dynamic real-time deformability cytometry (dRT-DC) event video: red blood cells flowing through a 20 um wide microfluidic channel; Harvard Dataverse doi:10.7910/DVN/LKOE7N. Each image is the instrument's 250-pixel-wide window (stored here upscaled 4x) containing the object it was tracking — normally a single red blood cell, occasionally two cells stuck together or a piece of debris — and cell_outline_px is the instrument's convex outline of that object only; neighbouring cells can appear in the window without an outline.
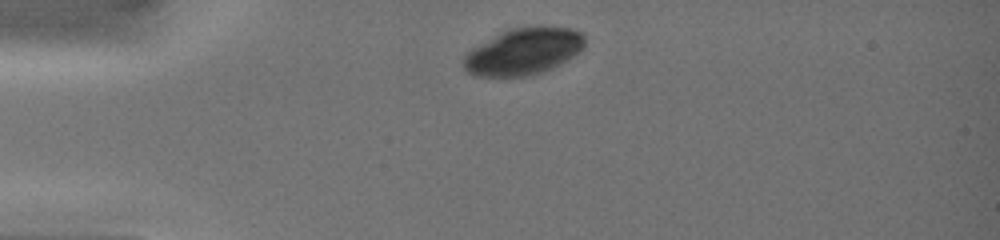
{"species": "common noctule bat (a hibernating species)", "species_latin": "Nyctalus noctula", "temperature_condition": "warm", "stored_images_in_passage": 2, "camera_frame_rate_fps": 3000, "um_per_image_px": 0.085, "animal": {"sex": "female", "body_mass_g": 19.0, "forearm_length_mm": 51.5}, "frame": {"image": 1, "passage_image": 1, "time_ms": 0.0, "image_size_px": [1000, 240], "cell_outline_px": [[584, 48], [580, 52], [540, 72], [528, 76], [476, 76], [468, 72], [464, 68], [464, 52], [468, 48], [508, 28], [536, 24], [572, 28], [580, 32], [584, 36]], "centroid_in_image_um": [44.45, 4.32], "position_along_channel_um": 40.6, "area_um2": 33.47}}